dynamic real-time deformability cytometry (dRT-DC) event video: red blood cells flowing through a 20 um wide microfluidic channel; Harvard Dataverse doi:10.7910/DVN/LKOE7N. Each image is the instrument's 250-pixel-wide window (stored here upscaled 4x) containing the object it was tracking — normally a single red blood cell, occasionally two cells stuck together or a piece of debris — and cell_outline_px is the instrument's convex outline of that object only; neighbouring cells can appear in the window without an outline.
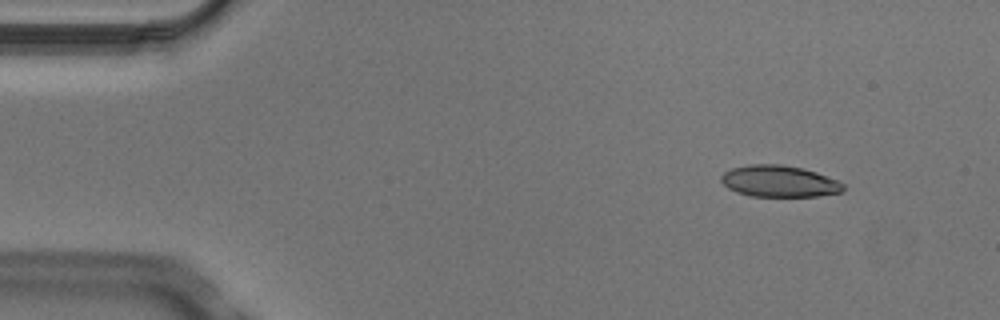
{"species": "Egyptian fruit bat (a non-hibernating species)", "species_latin": "Rousettus aegyptiacus", "temperature_condition": "cold", "stored_images_in_passage": 7, "camera_frame_rate_fps": 3000, "um_per_image_px": 0.085, "animal": {"sex": "male"}, "frame": {"image": 1, "passage_image": 2, "time_ms": 0.333, "image_size_px": [1000, 320], "cell_outline_px": [[844, 192], [816, 196], [752, 196], [736, 192], [728, 188], [720, 180], [720, 176], [724, 172], [732, 168], [752, 164], [780, 164], [804, 168], [816, 172], [836, 180], [844, 184]], "centroid_in_image_um": [66.23, 15.4], "position_along_channel_um": 18.8, "area_um2": 22.43}}
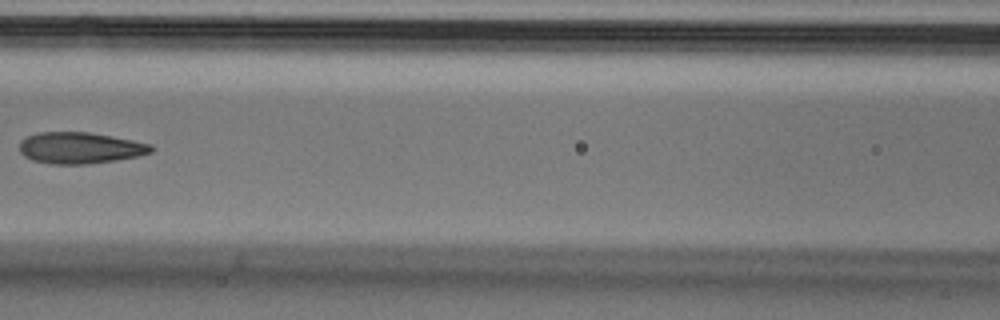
{"frame": {"image": 2, "passage_image": 7, "time_ms": 2.0, "image_size_px": [1000, 320], "cell_outline_px": [[152, 152], [140, 156], [116, 160], [88, 164], [52, 164], [32, 160], [24, 156], [20, 152], [20, 140], [28, 136], [40, 132], [88, 132], [132, 140], [152, 144]], "centroid_in_image_um": [6.8, 12.58], "position_along_channel_um": 159.8, "area_um2": 24.04}}